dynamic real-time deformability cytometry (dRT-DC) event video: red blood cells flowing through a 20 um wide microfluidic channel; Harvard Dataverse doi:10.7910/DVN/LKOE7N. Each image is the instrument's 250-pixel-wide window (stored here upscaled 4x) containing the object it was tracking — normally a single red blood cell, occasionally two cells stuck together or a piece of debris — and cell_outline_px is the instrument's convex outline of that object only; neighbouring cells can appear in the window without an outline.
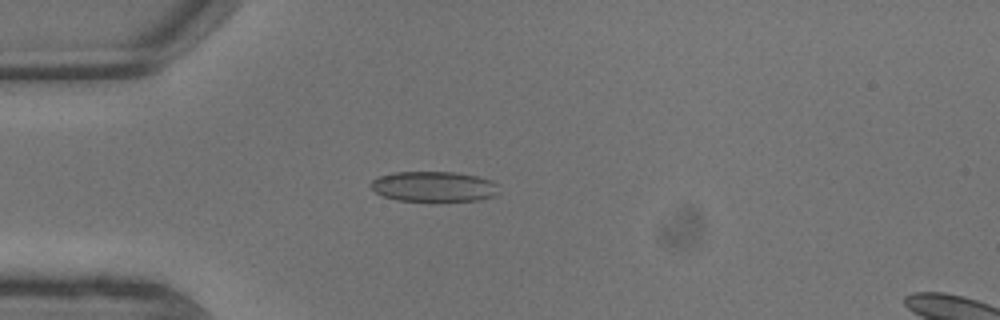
{"species": "common noctule bat (a hibernating species)", "species_latin": "Nyctalus noctula", "temperature_condition": "warm", "stored_images_in_passage": 7, "camera_frame_rate_fps": 3000, "um_per_image_px": 0.085, "animal": {"sex": "male", "body_mass_g": 13.3}, "frame": {"image": 1, "passage_image": 4, "time_ms": 1.0, "image_size_px": [1000, 320], "cell_outline_px": [[500, 192], [496, 196], [480, 200], [432, 204], [396, 200], [384, 196], [376, 192], [368, 184], [372, 180], [380, 176], [392, 172], [456, 172], [480, 176], [492, 180], [500, 184]], "centroid_in_image_um": [36.96, 15.9], "position_along_channel_um": 48.0, "area_um2": 24.04}}
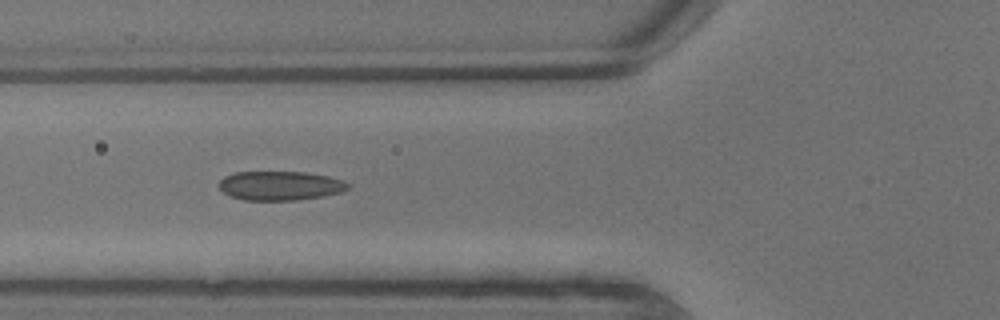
{"frame": {"image": 2, "passage_image": 6, "time_ms": 1.667, "image_size_px": [1000, 320], "cell_outline_px": [[352, 184], [348, 188], [340, 192], [324, 196], [296, 200], [244, 200], [232, 196], [224, 192], [220, 188], [220, 180], [224, 176], [236, 172], [304, 172], [328, 176], [344, 180]], "centroid_in_image_um": [23.85, 15.78], "position_along_channel_um": 101.9, "area_um2": 21.85}}
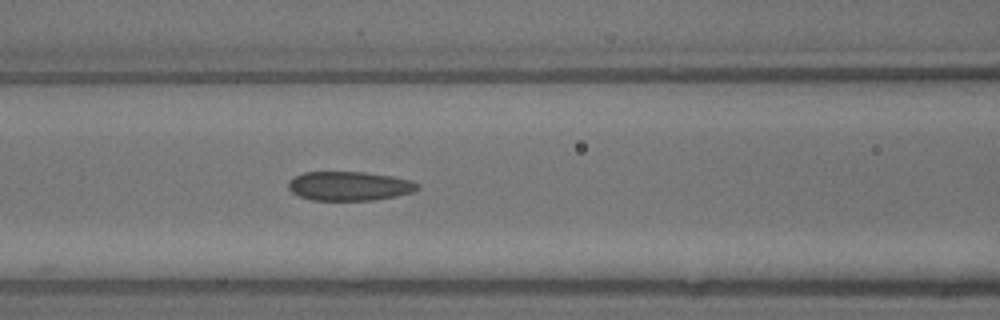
{"frame": {"image": 3, "passage_image": 7, "time_ms": 2.0, "image_size_px": [1000, 320], "cell_outline_px": [[420, 188], [412, 192], [396, 196], [372, 200], [312, 200], [300, 196], [292, 192], [288, 188], [288, 180], [304, 172], [364, 172], [392, 176], [412, 180], [420, 184]], "centroid_in_image_um": [29.71, 15.81], "position_along_channel_um": 136.9, "area_um2": 21.96}}